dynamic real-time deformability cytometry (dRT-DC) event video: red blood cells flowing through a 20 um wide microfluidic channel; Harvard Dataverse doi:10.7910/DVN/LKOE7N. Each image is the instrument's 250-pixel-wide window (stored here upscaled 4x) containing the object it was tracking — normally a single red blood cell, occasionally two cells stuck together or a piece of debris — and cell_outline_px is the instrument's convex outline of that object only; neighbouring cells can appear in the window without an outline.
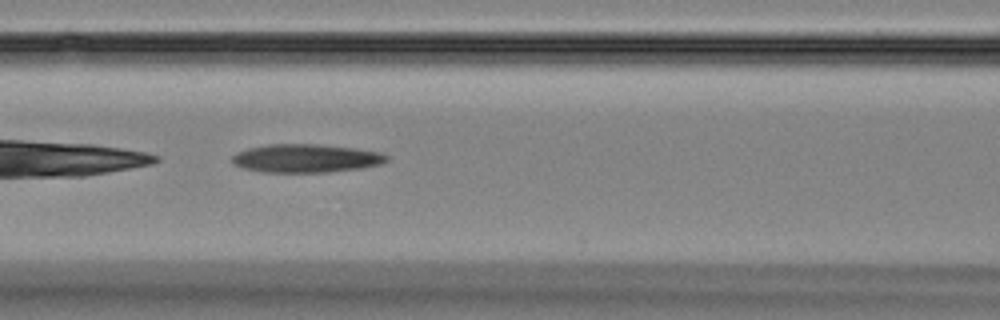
{"species": "Egyptian fruit bat (a non-hibernating species)", "species_latin": "Rousettus aegyptiacus", "temperature_condition": "room temperature", "stored_images_in_passage": 4, "camera_frame_rate_fps": 3000, "um_per_image_px": 0.085, "animal": {"sex": "female"}, "frame": {"image": 1, "passage_image": 4, "time_ms": 4.333, "image_size_px": [1000, 320], "cell_outline_px": [[388, 160], [384, 164], [360, 168], [328, 172], [260, 172], [244, 168], [232, 164], [232, 156], [248, 148], [268, 144], [316, 144], [352, 148], [380, 152], [388, 156]], "centroid_in_image_um": [26.01, 13.46], "position_along_channel_um": 140.6, "area_um2": 25.49}}